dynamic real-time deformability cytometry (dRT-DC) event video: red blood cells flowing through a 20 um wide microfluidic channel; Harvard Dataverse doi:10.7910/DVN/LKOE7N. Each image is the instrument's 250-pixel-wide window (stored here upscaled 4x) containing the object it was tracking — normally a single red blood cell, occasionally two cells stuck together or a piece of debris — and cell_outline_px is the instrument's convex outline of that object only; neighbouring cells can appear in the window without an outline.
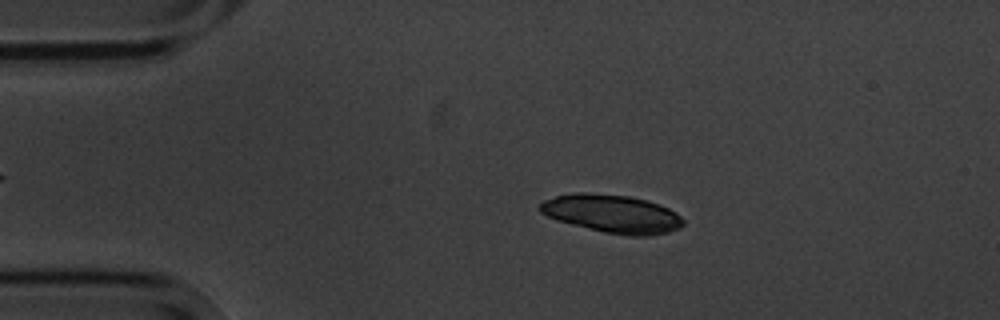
{"species": "common noctule bat (a hibernating species)", "species_latin": "Nyctalus noctula", "temperature_condition": "cold", "stored_images_in_passage": 7, "camera_frame_rate_fps": 3000, "um_per_image_px": 0.085, "animal": {"sex": "male", "body_mass_g": 20.1, "forearm_length_mm": 53.5}, "frame": {"image": 1, "passage_image": 2, "time_ms": 1.333, "image_size_px": [1000, 320], "cell_outline_px": [[684, 224], [680, 228], [668, 232], [652, 236], [628, 236], [604, 232], [556, 220], [540, 212], [536, 208], [544, 200], [556, 196], [572, 192], [588, 192], [628, 196], [660, 204], [676, 212], [684, 220]], "centroid_in_image_um": [52.03, 18.17], "position_along_channel_um": 33.0, "area_um2": 32.02}}